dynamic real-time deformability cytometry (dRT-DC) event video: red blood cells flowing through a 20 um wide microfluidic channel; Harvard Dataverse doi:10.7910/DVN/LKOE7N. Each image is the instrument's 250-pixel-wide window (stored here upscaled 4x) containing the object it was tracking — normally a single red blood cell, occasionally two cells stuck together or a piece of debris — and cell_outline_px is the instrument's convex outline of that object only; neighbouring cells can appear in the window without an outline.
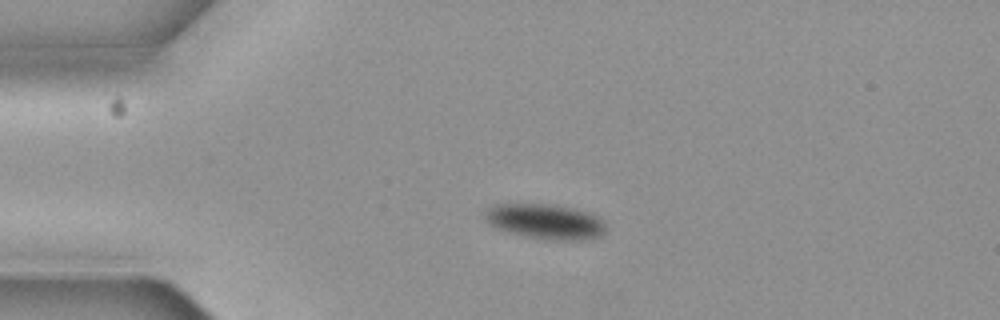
{"species": "common noctule bat (a hibernating species)", "species_latin": "Nyctalus noctula", "temperature_condition": "cold", "stored_images_in_passage": 3, "camera_frame_rate_fps": 3000, "um_per_image_px": 0.085, "animal": {"sex": "female", "body_mass_g": 19.3, "forearm_length_mm": 54.1}, "frame": {"image": 1, "passage_image": 2, "time_ms": 0.333, "image_size_px": [1000, 320], "cell_outline_px": [[604, 232], [600, 236], [588, 240], [552, 240], [528, 236], [508, 232], [496, 228], [488, 224], [484, 216], [484, 212], [488, 208], [496, 204], [552, 204], [572, 208], [596, 216], [604, 220]], "centroid_in_image_um": [46.33, 18.83], "position_along_channel_um": 38.7, "area_um2": 24.62}}
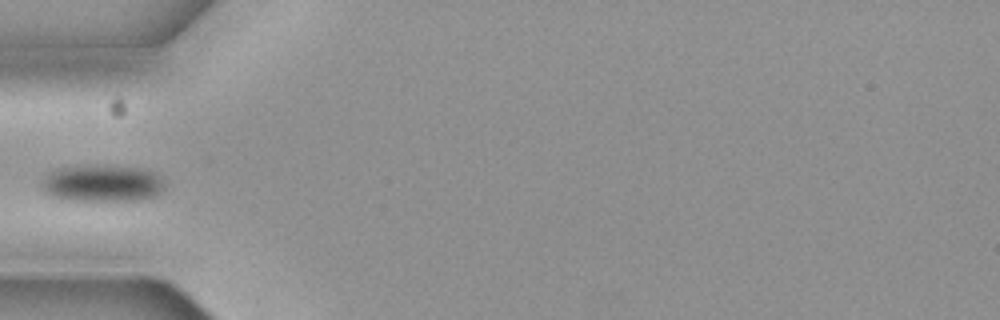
{"frame": {"image": 2, "passage_image": 3, "time_ms": 0.667, "image_size_px": [1000, 320], "cell_outline_px": [[164, 188], [160, 192], [152, 196], [140, 200], [68, 200], [52, 196], [40, 184], [52, 172], [60, 168], [136, 168], [152, 172], [160, 176], [164, 180]], "centroid_in_image_um": [8.75, 15.64], "position_along_channel_um": 76.2, "area_um2": 24.91}}